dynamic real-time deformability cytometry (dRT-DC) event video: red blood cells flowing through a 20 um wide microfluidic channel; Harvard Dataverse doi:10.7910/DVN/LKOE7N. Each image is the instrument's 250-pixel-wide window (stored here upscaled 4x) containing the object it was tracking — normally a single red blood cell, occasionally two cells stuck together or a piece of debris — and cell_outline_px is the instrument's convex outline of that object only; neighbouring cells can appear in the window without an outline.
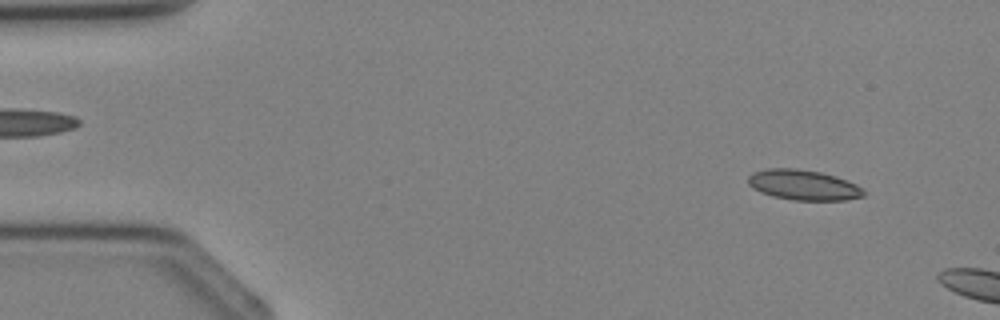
{"species": "Egyptian fruit bat (a non-hibernating species)", "species_latin": "Rousettus aegyptiacus", "temperature_condition": "cold", "stored_images_in_passage": 4, "camera_frame_rate_fps": 3000, "um_per_image_px": 0.085, "animal": {"sex": "female"}, "frame": {"image": 1, "passage_image": 4, "time_ms": 3.667, "image_size_px": [1000, 320], "cell_outline_px": [[864, 196], [844, 200], [792, 200], [772, 196], [760, 192], [752, 188], [748, 184], [748, 176], [752, 172], [768, 168], [796, 168], [820, 172], [836, 176], [856, 184], [864, 188]], "centroid_in_image_um": [68.27, 15.72], "position_along_channel_um": 16.7, "area_um2": 20.52}}